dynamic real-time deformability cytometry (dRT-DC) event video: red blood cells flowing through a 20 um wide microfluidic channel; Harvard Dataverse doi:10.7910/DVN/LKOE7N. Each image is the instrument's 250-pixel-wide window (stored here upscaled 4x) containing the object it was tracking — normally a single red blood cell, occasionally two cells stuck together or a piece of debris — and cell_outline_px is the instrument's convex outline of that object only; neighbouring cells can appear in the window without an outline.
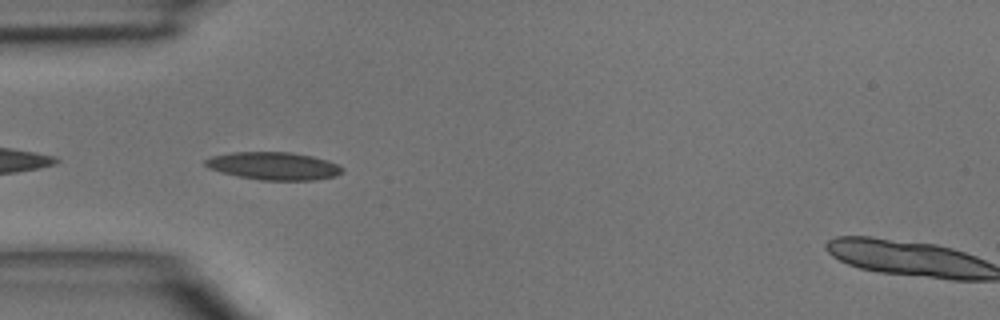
{"species": "common noctule bat (a hibernating species)", "species_latin": "Nyctalus noctula", "temperature_condition": "room temperature", "stored_images_in_passage": 5, "camera_frame_rate_fps": 3000, "um_per_image_px": 0.085, "animal": {"sex": "male", "body_mass_g": 15.6}, "frame": {"image": 1, "passage_image": 3, "time_ms": 2.333, "image_size_px": [1000, 320], "cell_outline_px": [[344, 172], [336, 176], [316, 180], [260, 180], [220, 172], [208, 168], [204, 164], [204, 160], [212, 156], [232, 152], [288, 152], [312, 156], [336, 164], [344, 168]], "centroid_in_image_um": [23.25, 14.11], "position_along_channel_um": 61.7, "area_um2": 22.08}}
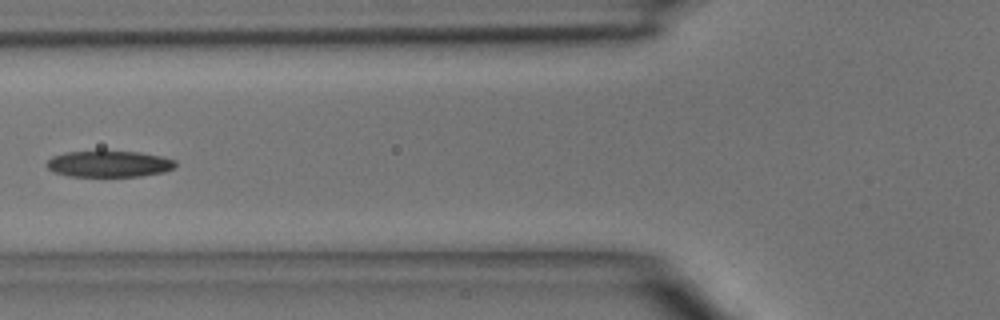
{"frame": {"image": 2, "passage_image": 4, "time_ms": 3.667, "image_size_px": [1000, 320], "cell_outline_px": [[176, 164], [172, 168], [164, 172], [140, 176], [68, 176], [52, 172], [48, 168], [48, 160], [52, 156], [64, 152], [136, 152], [160, 156], [176, 160]], "centroid_in_image_um": [9.25, 13.94], "position_along_channel_um": 116.6, "area_um2": 19.42}}